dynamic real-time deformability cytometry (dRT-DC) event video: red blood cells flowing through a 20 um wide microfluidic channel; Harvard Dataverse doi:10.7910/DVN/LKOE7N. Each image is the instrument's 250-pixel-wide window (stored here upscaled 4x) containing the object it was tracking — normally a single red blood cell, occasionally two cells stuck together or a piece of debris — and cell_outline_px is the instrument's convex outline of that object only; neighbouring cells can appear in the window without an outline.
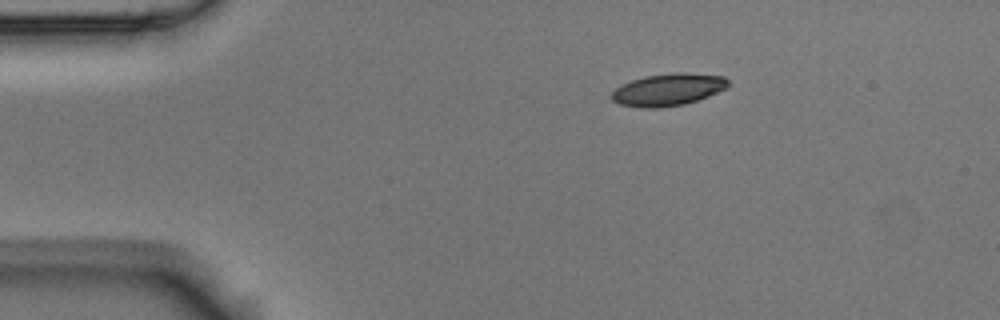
{"species": "Egyptian fruit bat (a non-hibernating species)", "species_latin": "Rousettus aegyptiacus", "temperature_condition": "room temperature", "stored_images_in_passage": 2, "camera_frame_rate_fps": 3000, "um_per_image_px": 0.085, "animal": {"sex": "male"}, "frame": {"image": 1, "passage_image": 1, "time_ms": 0.0, "image_size_px": [1000, 320], "cell_outline_px": [[728, 88], [708, 96], [684, 104], [660, 108], [640, 108], [620, 104], [612, 100], [612, 92], [616, 88], [632, 80], [644, 76], [676, 72], [684, 72], [724, 76], [728, 80]], "centroid_in_image_um": [56.8, 7.62], "position_along_channel_um": 28.2, "area_um2": 21.85}}